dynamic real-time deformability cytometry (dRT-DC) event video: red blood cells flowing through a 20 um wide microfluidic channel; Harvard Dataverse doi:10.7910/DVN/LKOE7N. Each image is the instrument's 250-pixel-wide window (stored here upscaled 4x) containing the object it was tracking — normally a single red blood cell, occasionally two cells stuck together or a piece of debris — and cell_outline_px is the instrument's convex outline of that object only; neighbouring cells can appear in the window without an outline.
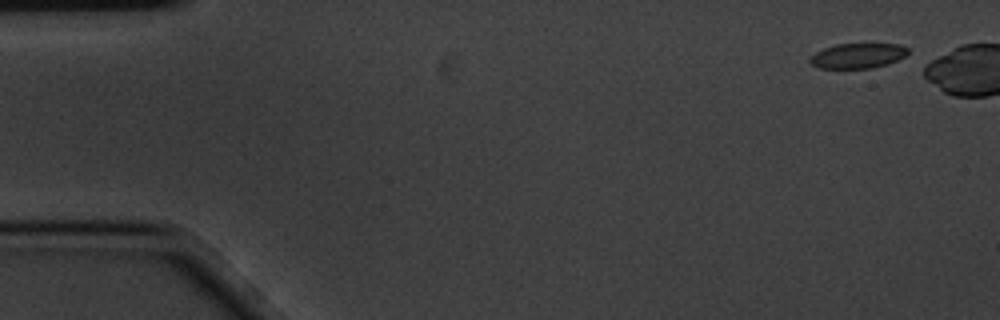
{"species": "common noctule bat (a hibernating species)", "species_latin": "Nyctalus noctula", "temperature_condition": "cold", "stored_images_in_passage": 5, "camera_frame_rate_fps": 3000, "um_per_image_px": 0.085, "animal": {"sex": "male", "body_mass_g": 20.1, "forearm_length_mm": 53.5}, "frame": {"image": 1, "passage_image": 1, "time_ms": 0.0, "image_size_px": [1000, 320], "cell_outline_px": [[908, 52], [904, 56], [888, 64], [872, 68], [820, 68], [812, 64], [808, 60], [816, 52], [824, 48], [836, 44], [896, 44], [908, 48]], "centroid_in_image_um": [72.9, 4.74], "position_along_channel_um": 12.1, "area_um2": 14.1}}